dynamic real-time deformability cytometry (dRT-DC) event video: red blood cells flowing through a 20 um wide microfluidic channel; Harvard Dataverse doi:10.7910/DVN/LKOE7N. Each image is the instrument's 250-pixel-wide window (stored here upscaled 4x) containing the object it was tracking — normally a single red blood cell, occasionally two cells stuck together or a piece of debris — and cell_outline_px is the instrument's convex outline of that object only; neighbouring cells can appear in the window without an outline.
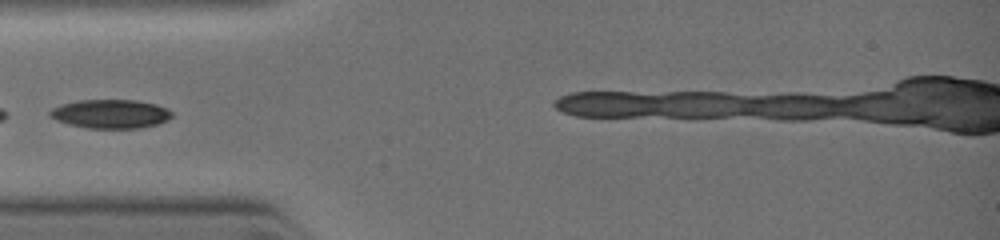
{"species": "common noctule bat (a hibernating species)", "species_latin": "Nyctalus noctula", "temperature_condition": "warm", "stored_images_in_passage": 19, "camera_frame_rate_fps": 3000, "um_per_image_px": 0.085, "animal": {"sex": "female", "body_mass_g": 19.0, "forearm_length_mm": 51.5}, "frame": {"image": 1, "passage_image": 16, "time_ms": 3.333, "image_size_px": [1000, 240], "cell_outline_px": [[172, 116], [168, 120], [156, 124], [140, 128], [88, 128], [68, 124], [56, 120], [48, 116], [48, 112], [52, 108], [60, 104], [76, 100], [136, 100], [156, 104], [172, 112]], "centroid_in_image_um": [9.35, 9.67], "position_along_channel_um": 75.7, "area_um2": 20.58}}